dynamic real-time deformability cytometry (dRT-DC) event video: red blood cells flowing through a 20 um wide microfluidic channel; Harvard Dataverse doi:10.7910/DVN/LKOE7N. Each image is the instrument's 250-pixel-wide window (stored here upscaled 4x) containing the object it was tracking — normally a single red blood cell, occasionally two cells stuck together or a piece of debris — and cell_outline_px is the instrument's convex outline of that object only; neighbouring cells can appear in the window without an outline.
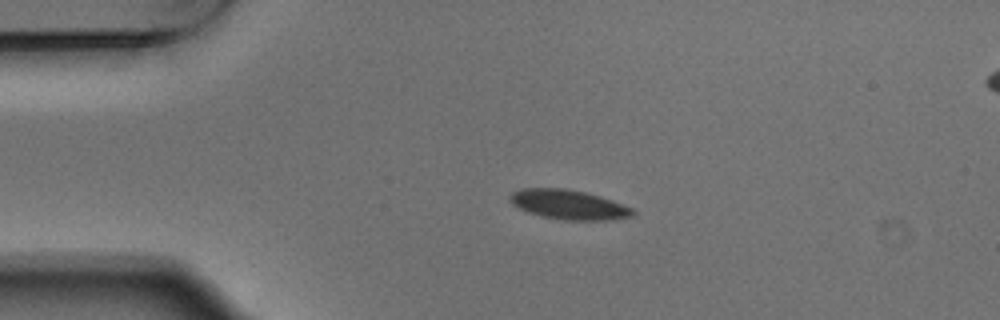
{"species": "Egyptian fruit bat (a non-hibernating species)", "species_latin": "Rousettus aegyptiacus", "temperature_condition": "warm", "stored_images_in_passage": 5, "segment_of_instrument_passage": [1, 2], "camera_frame_rate_fps": 3000, "um_per_image_px": 0.085, "animal": {"sex": "male"}, "frame": {"image": 1, "passage_image": 3, "time_ms": 0.667, "image_size_px": [1000, 320], "cell_outline_px": [[636, 212], [632, 216], [608, 220], [564, 220], [540, 216], [528, 212], [512, 204], [508, 196], [512, 192], [520, 188], [564, 188], [584, 192], [600, 196], [612, 200], [632, 208]], "centroid_in_image_um": [48.31, 17.39], "position_along_channel_um": 36.7, "area_um2": 21.15}}